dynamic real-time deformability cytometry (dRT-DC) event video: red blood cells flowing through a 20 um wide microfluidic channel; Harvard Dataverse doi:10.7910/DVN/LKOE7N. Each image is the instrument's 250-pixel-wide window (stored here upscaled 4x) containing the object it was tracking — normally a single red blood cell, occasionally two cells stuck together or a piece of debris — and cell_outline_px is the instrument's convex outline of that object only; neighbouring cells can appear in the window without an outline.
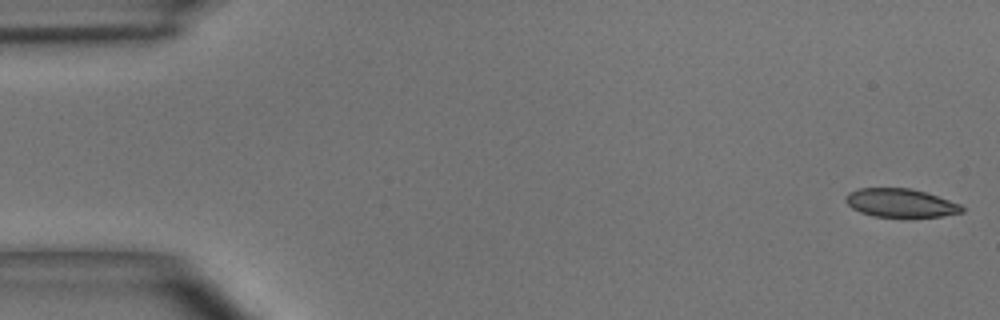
{"species": "common noctule bat (a hibernating species)", "species_latin": "Nyctalus noctula", "temperature_condition": "room temperature", "stored_images_in_passage": 5, "segment_of_instrument_passage": [2, 2], "camera_frame_rate_fps": 3000, "um_per_image_px": 0.085, "animal": {"sex": "male", "body_mass_g": 15.6}, "frame": {"image": 1, "passage_image": 5, "time_ms": 1.333, "image_size_px": [1000, 320], "cell_outline_px": [[964, 212], [940, 216], [872, 216], [860, 212], [852, 208], [844, 200], [848, 192], [860, 188], [908, 188], [924, 192], [960, 204], [964, 208]], "centroid_in_image_um": [76.51, 17.24], "position_along_channel_um": 8.5, "area_um2": 18.96}}